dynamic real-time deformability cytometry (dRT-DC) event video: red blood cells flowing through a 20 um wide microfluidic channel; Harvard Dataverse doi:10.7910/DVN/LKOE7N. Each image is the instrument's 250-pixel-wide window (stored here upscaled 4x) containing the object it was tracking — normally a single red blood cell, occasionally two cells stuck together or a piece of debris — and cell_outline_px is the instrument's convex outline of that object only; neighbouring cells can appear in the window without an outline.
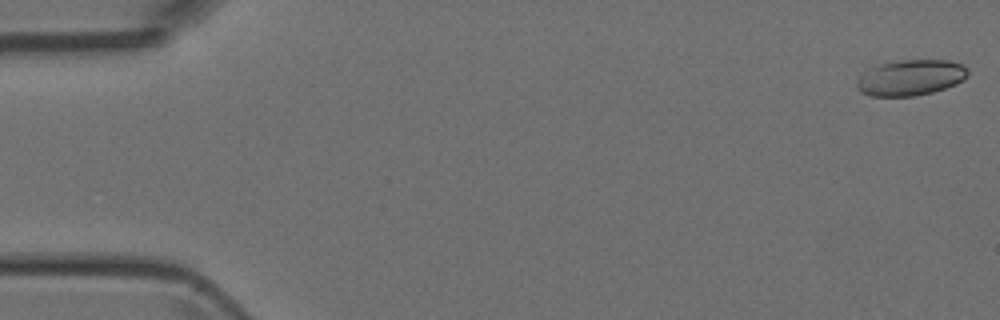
{"species": "Egyptian fruit bat (a non-hibernating species)", "species_latin": "Rousettus aegyptiacus", "temperature_condition": "room temperature", "stored_images_in_passage": 50, "camera_frame_rate_fps": 3000, "um_per_image_px": 0.085, "animal": {"sex": "female"}, "frame": {"image": 1, "passage_image": 1, "time_ms": 0.0, "image_size_px": [1000, 320], "cell_outline_px": [[968, 76], [964, 80], [956, 84], [932, 92], [916, 96], [872, 96], [860, 92], [856, 88], [856, 80], [860, 72], [868, 68], [880, 64], [900, 60], [948, 60], [964, 64], [968, 68]], "centroid_in_image_um": [77.38, 6.59], "position_along_channel_um": 7.6, "area_um2": 23.58}}
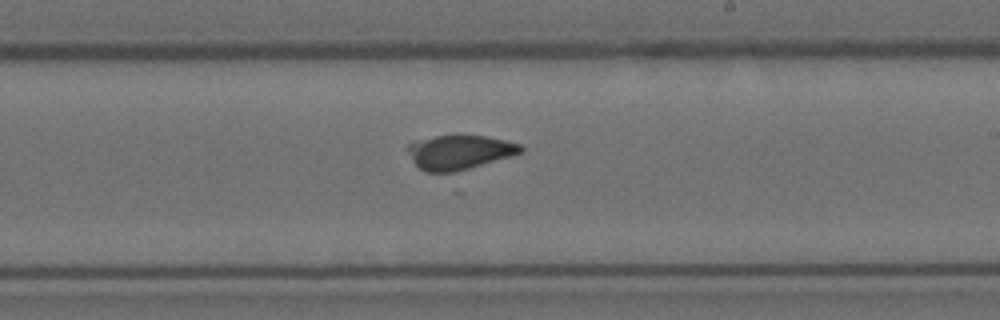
{"frame": {"image": 2, "passage_image": 29, "time_ms": 9.333, "image_size_px": [1000, 320], "cell_outline_px": [[524, 152], [512, 156], [456, 172], [424, 172], [412, 160], [404, 148], [412, 140], [436, 136], [484, 136], [504, 140], [520, 144], [524, 148]], "centroid_in_image_um": [39.01, 12.94], "position_along_channel_um": 250.0, "area_um2": 22.77}}
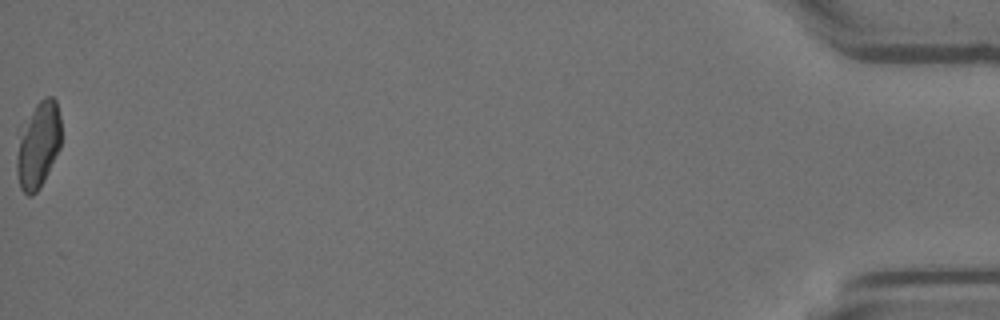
{"frame": {"image": 3, "passage_image": 50, "time_ms": 16.333, "image_size_px": [1000, 320], "cell_outline_px": [[60, 148], [44, 180], [36, 192], [32, 196], [28, 196], [20, 188], [16, 172], [16, 128], [36, 104], [44, 96], [52, 96], [56, 100], [60, 116]], "centroid_in_image_um": [3.18, 12.27], "position_along_channel_um": 432.0, "area_um2": 23.24}}